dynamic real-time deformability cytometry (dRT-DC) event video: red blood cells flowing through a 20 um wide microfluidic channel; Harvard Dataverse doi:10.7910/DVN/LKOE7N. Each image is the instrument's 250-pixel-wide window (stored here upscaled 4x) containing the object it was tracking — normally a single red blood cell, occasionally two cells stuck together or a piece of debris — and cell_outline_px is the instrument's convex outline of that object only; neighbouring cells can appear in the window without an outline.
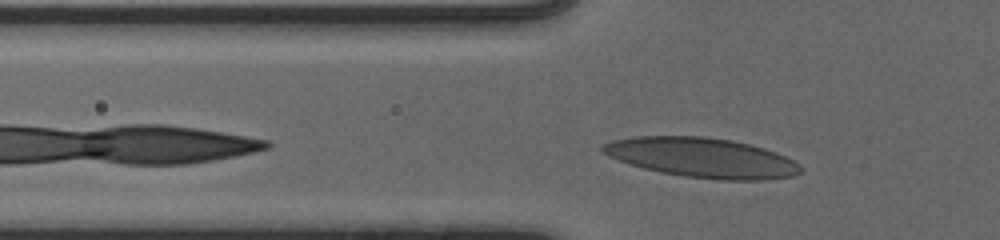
{"species": "human", "species_latin": "Homo sapiens", "temperature_condition": "cold", "stored_images_in_passage": 30, "camera_frame_rate_fps": 3000, "um_per_image_px": 0.085, "donor": {"sex": "male"}, "frame": {"image": 1, "passage_image": 3, "time_ms": 0.667, "image_size_px": [1000, 240], "cell_outline_px": [[804, 168], [800, 172], [792, 176], [764, 180], [720, 180], [684, 176], [660, 172], [644, 168], [608, 156], [600, 152], [600, 148], [604, 144], [612, 140], [632, 136], [704, 136], [732, 140], [764, 148], [776, 152], [792, 160]], "centroid_in_image_um": [59.66, 13.39], "position_along_channel_um": 66.1, "area_um2": 45.78}}
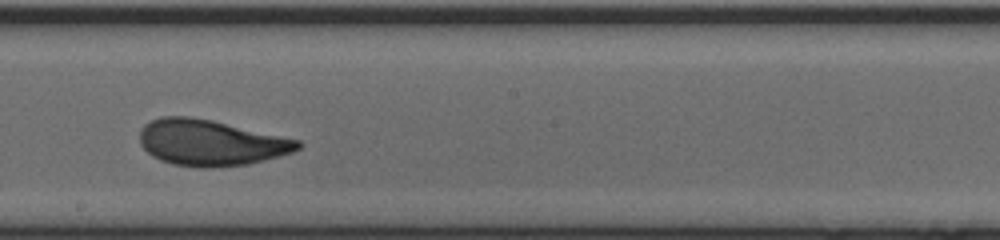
{"frame": {"image": 2, "passage_image": 16, "time_ms": 5.0, "image_size_px": [1000, 240], "cell_outline_px": [[304, 144], [300, 148], [292, 152], [264, 160], [248, 164], [212, 168], [204, 168], [172, 164], [160, 160], [152, 156], [140, 144], [140, 128], [144, 124], [160, 116], [192, 116], [212, 120], [300, 140]], "centroid_in_image_um": [17.89, 12.12], "position_along_channel_um": 230.3, "area_um2": 42.48}}
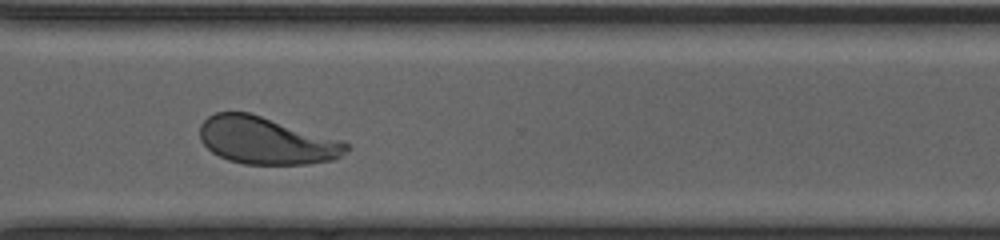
{"frame": {"image": 3, "passage_image": 25, "time_ms": 8.0, "image_size_px": [1000, 240], "cell_outline_px": [[348, 148], [340, 156], [332, 160], [308, 164], [244, 164], [228, 160], [212, 152], [200, 140], [200, 124], [208, 116], [216, 112], [248, 112], [340, 140], [348, 144]], "centroid_in_image_um": [22.59, 11.95], "position_along_channel_um": 348.0, "area_um2": 39.88}, "authors_computed_cell_mechanics": {"area_um2": 41.5004, "velocity_mm_per_s": 3.9094, "shape_relaxation_time_tau1_ms": 3.9358, "shape_relaxation_time_tau2_ms": 0.7184, "deformation_change_tau1": 0.1469, "deformation_change_tau2": 0.0614}}